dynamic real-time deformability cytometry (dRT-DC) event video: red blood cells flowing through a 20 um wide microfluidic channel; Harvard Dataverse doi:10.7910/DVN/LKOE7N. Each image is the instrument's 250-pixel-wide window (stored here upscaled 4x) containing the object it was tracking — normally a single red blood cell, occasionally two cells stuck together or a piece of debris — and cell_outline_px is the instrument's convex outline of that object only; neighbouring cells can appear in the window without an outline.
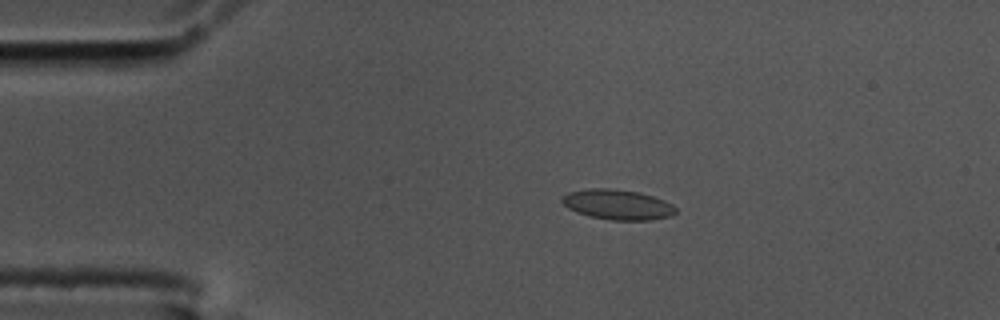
{"species": "common noctule bat (a hibernating species)", "species_latin": "Nyctalus noctula", "temperature_condition": "cold", "stored_images_in_passage": 45, "camera_frame_rate_fps": 3000, "um_per_image_px": 0.085, "animal": {"sex": "male", "body_mass_g": 17.5, "forearm_length_mm": 52.3}, "frame": {"image": 1, "passage_image": 1, "time_ms": 0.0, "image_size_px": [1000, 320], "cell_outline_px": [[676, 212], [672, 216], [652, 220], [612, 220], [588, 216], [576, 212], [568, 208], [560, 200], [568, 192], [588, 188], [612, 188], [640, 192], [664, 200], [672, 204], [676, 208]], "centroid_in_image_um": [52.5, 17.39], "position_along_channel_um": 32.5, "area_um2": 20.11}}
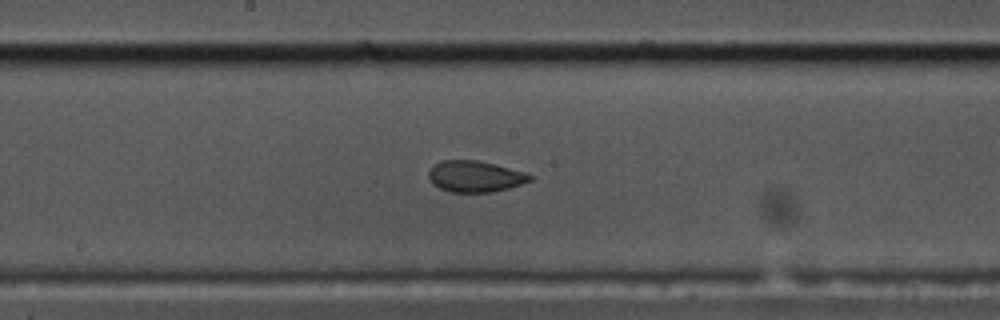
{"frame": {"image": 2, "passage_image": 19, "time_ms": 6.0, "image_size_px": [1000, 320], "cell_outline_px": [[532, 180], [508, 188], [492, 192], [448, 192], [432, 184], [428, 176], [428, 172], [436, 164], [444, 160], [476, 160], [496, 164], [524, 172], [532, 176]], "centroid_in_image_um": [40.37, 15.0], "position_along_channel_um": 207.8, "area_um2": 18.32}}
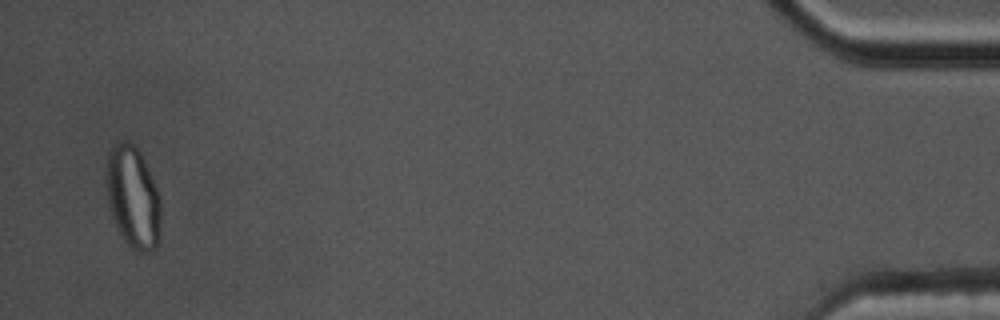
{"frame": {"image": 3, "passage_image": 44, "time_ms": 14.333, "image_size_px": [1000, 320], "cell_outline_px": [[160, 244], [156, 248], [148, 252], [136, 252], [124, 240], [112, 216], [108, 200], [108, 152], [116, 140], [128, 140], [140, 152], [144, 160], [160, 196]], "centroid_in_image_um": [11.34, 16.79], "position_along_channel_um": 423.9, "area_um2": 32.19}}